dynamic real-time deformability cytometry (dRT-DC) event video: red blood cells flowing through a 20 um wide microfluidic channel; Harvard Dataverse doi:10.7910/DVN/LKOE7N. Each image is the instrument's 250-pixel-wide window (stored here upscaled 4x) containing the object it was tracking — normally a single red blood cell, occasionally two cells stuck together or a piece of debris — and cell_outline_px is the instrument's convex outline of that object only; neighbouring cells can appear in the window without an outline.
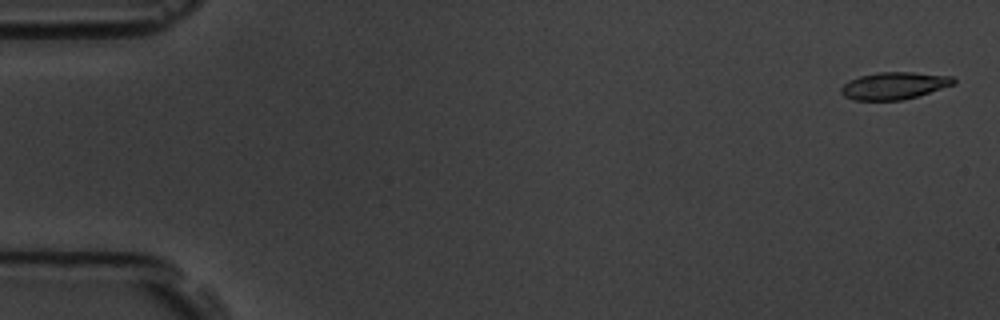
{"species": "common noctule bat (a hibernating species)", "species_latin": "Nyctalus noctula", "temperature_condition": "room temperature", "stored_images_in_passage": 6, "camera_frame_rate_fps": 3000, "um_per_image_px": 0.085, "animal": {"sex": "male", "body_mass_g": 19.5, "forearm_length_mm": 54.6}, "frame": {"image": 1, "passage_image": 1, "time_ms": 0.0, "image_size_px": [1000, 320], "cell_outline_px": [[956, 84], [916, 96], [900, 100], [856, 100], [844, 96], [840, 92], [840, 88], [848, 80], [860, 76], [880, 72], [916, 72], [952, 76], [956, 80]], "centroid_in_image_um": [76.01, 7.27], "position_along_channel_um": 9.0, "area_um2": 17.8}}
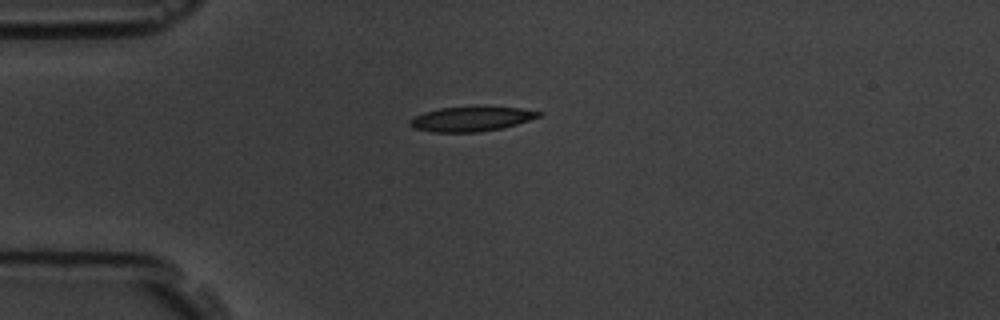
{"frame": {"image": 2, "passage_image": 4, "time_ms": 4.333, "image_size_px": [1000, 320], "cell_outline_px": [[544, 112], [540, 116], [516, 124], [500, 128], [480, 132], [432, 132], [412, 128], [408, 124], [408, 120], [424, 112], [440, 108], [520, 108]], "centroid_in_image_um": [40.0, 10.13], "position_along_channel_um": 45.0, "area_um2": 18.03}}
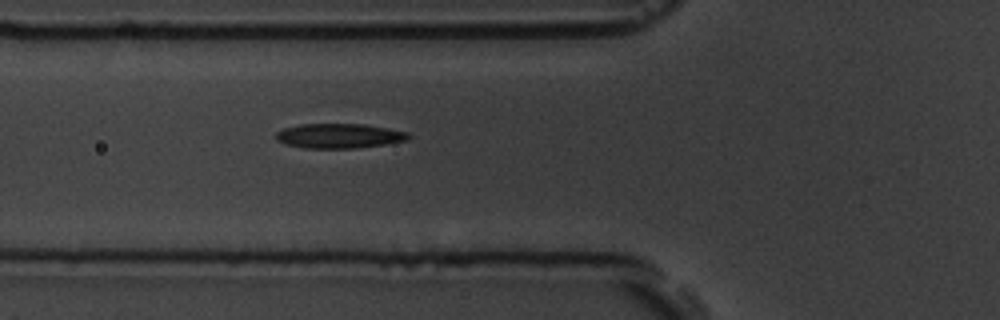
{"frame": {"image": 3, "passage_image": 6, "time_ms": 6.333, "image_size_px": [1000, 320], "cell_outline_px": [[412, 136], [408, 140], [384, 144], [356, 148], [304, 148], [284, 144], [276, 140], [276, 132], [284, 128], [300, 124], [364, 124], [388, 128], [408, 132]], "centroid_in_image_um": [28.82, 11.55], "position_along_channel_um": 97.0, "area_um2": 19.13}}